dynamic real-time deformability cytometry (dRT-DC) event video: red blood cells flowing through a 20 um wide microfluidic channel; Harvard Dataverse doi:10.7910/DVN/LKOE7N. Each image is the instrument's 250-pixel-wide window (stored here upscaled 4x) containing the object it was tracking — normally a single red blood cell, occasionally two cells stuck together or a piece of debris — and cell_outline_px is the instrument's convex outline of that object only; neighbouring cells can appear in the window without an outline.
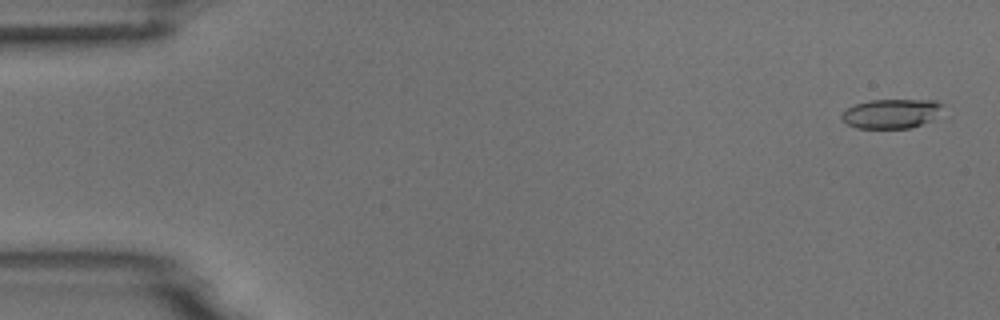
{"species": "common noctule bat (a hibernating species)", "species_latin": "Nyctalus noctula", "temperature_condition": "room temperature", "stored_images_in_passage": 54, "camera_frame_rate_fps": 3000, "um_per_image_px": 0.085, "animal": {"sex": "male", "body_mass_g": 18.8}, "frame": {"image": 1, "passage_image": 2, "time_ms": 0.333, "image_size_px": [1000, 320], "cell_outline_px": [[944, 104], [932, 120], [912, 128], [856, 128], [840, 120], [840, 116], [844, 108], [856, 104], [872, 100], [936, 100]], "centroid_in_image_um": [75.71, 9.66], "position_along_channel_um": 9.3, "area_um2": 17.4}}
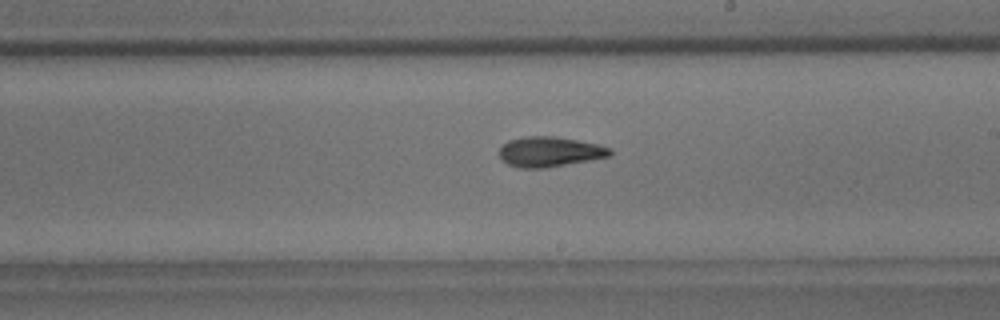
{"frame": {"image": 2, "passage_image": 31, "time_ms": 10.0, "image_size_px": [1000, 320], "cell_outline_px": [[612, 156], [544, 168], [520, 168], [508, 164], [500, 156], [500, 148], [508, 140], [524, 136], [552, 136], [576, 140], [596, 144], [612, 148]], "centroid_in_image_um": [46.73, 12.9], "position_along_channel_um": 242.3, "area_um2": 19.25}}
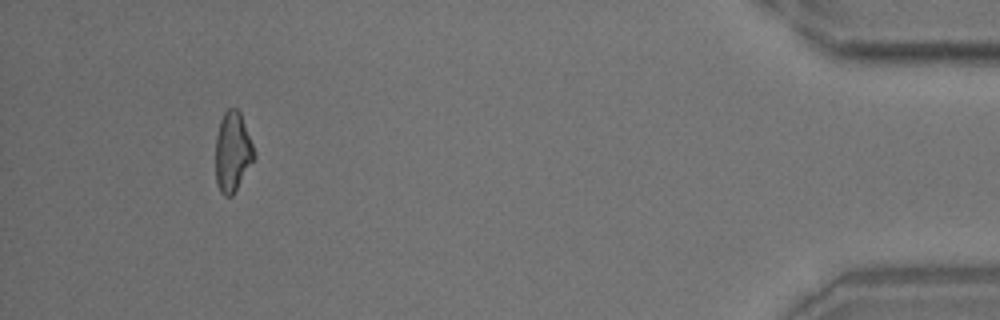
{"frame": {"image": 3, "passage_image": 50, "time_ms": 16.333, "image_size_px": [1000, 320], "cell_outline_px": [[256, 156], [232, 196], [224, 196], [220, 192], [216, 184], [216, 136], [220, 120], [224, 112], [228, 108], [236, 108], [240, 112], [252, 144]], "centroid_in_image_um": [19.75, 12.91], "position_along_channel_um": 415.4, "area_um2": 17.8}, "authors_computed_cell_mechanics": {"area_um2": 18.5538, "velocity_mm_per_s": 3.7877, "shape_relaxation_time_tau1_ms": 7.0379, "shape_relaxation_time_tau2_ms": 4.6929, "deformation_change_tau1": 0.1813, "deformation_change_tau2": 0.1403}}